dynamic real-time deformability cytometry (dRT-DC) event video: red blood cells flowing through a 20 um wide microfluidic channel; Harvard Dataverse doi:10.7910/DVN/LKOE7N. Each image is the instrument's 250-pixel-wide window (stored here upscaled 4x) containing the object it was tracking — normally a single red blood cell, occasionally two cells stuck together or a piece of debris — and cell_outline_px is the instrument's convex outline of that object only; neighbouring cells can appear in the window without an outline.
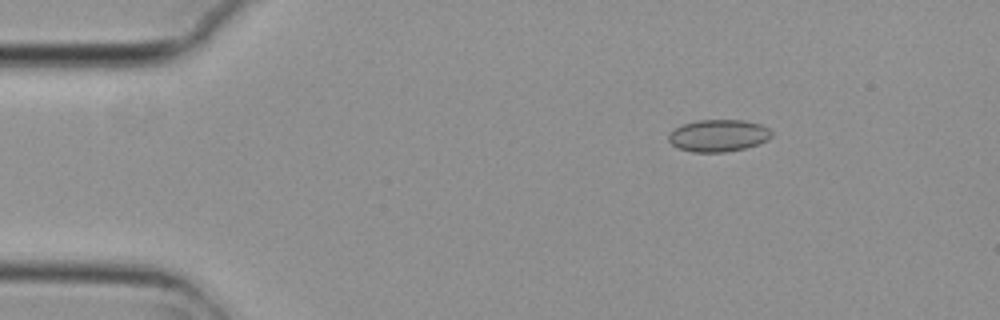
{"species": "common noctule bat (a hibernating species)", "species_latin": "Nyctalus noctula", "temperature_condition": "cold", "stored_images_in_passage": 5, "camera_frame_rate_fps": 3000, "um_per_image_px": 0.085, "animal": {"sex": "female", "body_mass_g": 29.2, "forearm_length_mm": 56.3}, "frame": {"image": 1, "passage_image": 3, "time_ms": 0.667, "image_size_px": [1000, 320], "cell_outline_px": [[772, 136], [768, 140], [760, 144], [744, 148], [724, 152], [692, 152], [676, 148], [668, 140], [668, 132], [684, 124], [696, 120], [744, 120], [760, 124], [768, 128], [772, 132]], "centroid_in_image_um": [61.06, 11.53], "position_along_channel_um": 23.9, "area_um2": 19.42}}
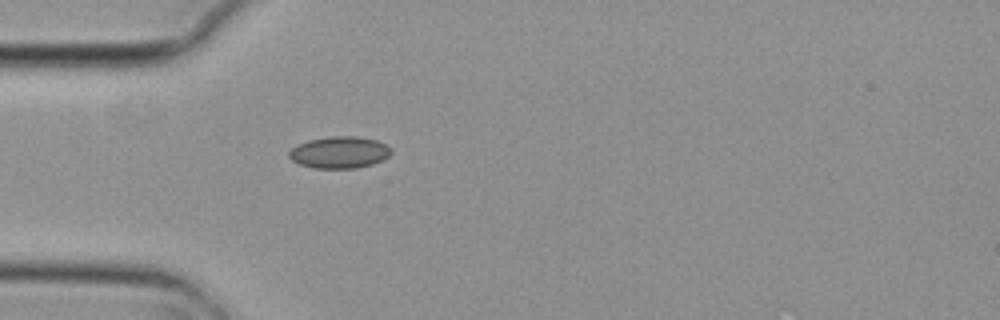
{"frame": {"image": 2, "passage_image": 5, "time_ms": 1.333, "image_size_px": [1000, 320], "cell_outline_px": [[392, 152], [388, 156], [372, 164], [356, 168], [312, 168], [300, 164], [292, 160], [288, 156], [288, 152], [296, 144], [308, 140], [332, 136], [356, 136], [376, 140], [392, 148]], "centroid_in_image_um": [28.82, 12.95], "position_along_channel_um": 56.2, "area_um2": 18.9}}